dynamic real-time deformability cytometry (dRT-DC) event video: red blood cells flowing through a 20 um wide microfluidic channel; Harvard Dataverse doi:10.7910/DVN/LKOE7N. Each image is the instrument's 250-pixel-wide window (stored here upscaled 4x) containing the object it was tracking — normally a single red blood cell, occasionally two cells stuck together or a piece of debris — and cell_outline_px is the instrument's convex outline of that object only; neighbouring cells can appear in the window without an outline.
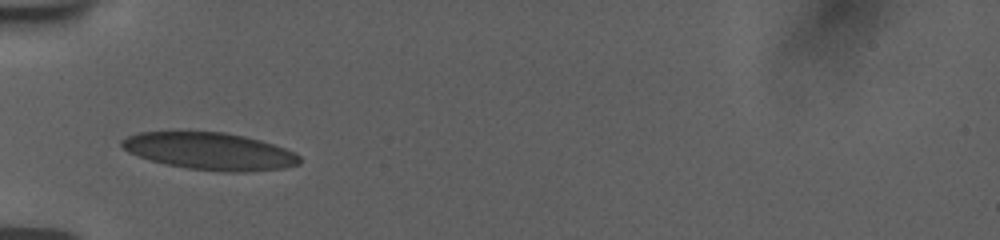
{"species": "human", "species_latin": "Homo sapiens", "temperature_condition": "room temperature", "stored_images_in_passage": 37, "camera_frame_rate_fps": 3000, "um_per_image_px": 0.085, "donor": {"sex": "female"}, "frame": {"image": 1, "passage_image": 1, "time_ms": 0.0, "image_size_px": [1000, 240], "cell_outline_px": [[300, 164], [284, 168], [244, 172], [220, 172], [188, 168], [168, 164], [152, 160], [128, 152], [120, 144], [120, 140], [128, 136], [140, 132], [176, 128], [224, 132], [244, 136], [260, 140], [296, 152], [300, 156]], "centroid_in_image_um": [17.79, 12.8], "position_along_channel_um": 67.2, "area_um2": 39.54}}
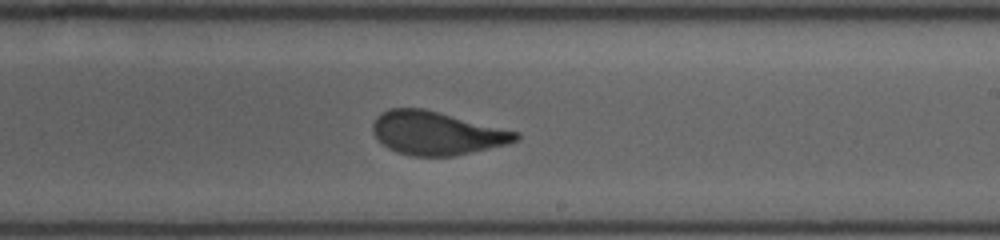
{"frame": {"image": 2, "passage_image": 16, "time_ms": 5.0, "image_size_px": [1000, 240], "cell_outline_px": [[520, 140], [508, 144], [452, 156], [412, 156], [396, 152], [388, 148], [372, 132], [372, 124], [376, 116], [380, 112], [388, 108], [424, 108], [520, 132]], "centroid_in_image_um": [37.11, 11.3], "position_along_channel_um": 251.9, "area_um2": 36.3}}
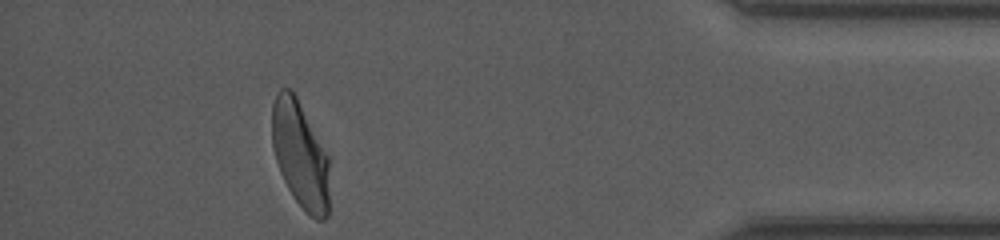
{"frame": {"image": 3, "passage_image": 32, "time_ms": 10.333, "image_size_px": [1000, 240], "cell_outline_px": [[328, 216], [324, 220], [316, 220], [292, 196], [280, 172], [276, 160], [272, 144], [272, 104], [276, 92], [280, 88], [292, 88], [296, 92], [328, 156]], "centroid_in_image_um": [25.5, 13.07], "position_along_channel_um": 409.7, "area_um2": 35.89}, "authors_computed_cell_mechanics": {"area_um2": 36.9342, "velocity_mm_per_s": 3.746, "shape_relaxation_time_tau1_ms": 4.9772, "shape_relaxation_time_tau2_ms": null, "deformation_change_tau1": 0.1552, "deformation_change_tau2": null}}